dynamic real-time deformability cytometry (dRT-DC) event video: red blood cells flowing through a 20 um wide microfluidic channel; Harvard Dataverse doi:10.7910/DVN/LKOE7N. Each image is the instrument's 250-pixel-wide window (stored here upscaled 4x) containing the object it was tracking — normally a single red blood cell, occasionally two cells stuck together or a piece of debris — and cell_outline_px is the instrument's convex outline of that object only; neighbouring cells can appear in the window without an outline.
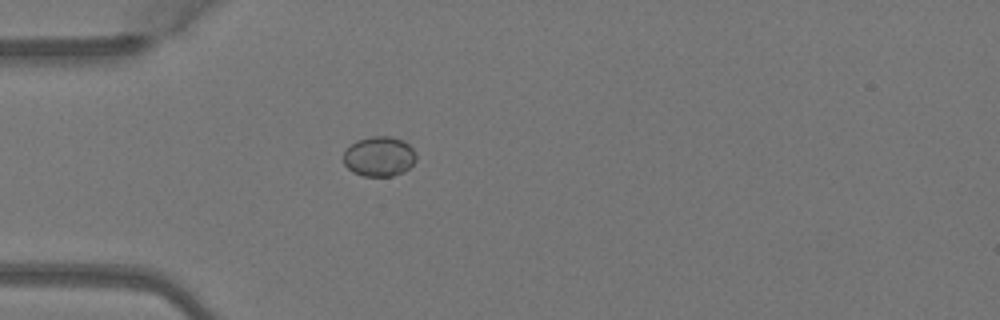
{"species": "Egyptian fruit bat (a non-hibernating species)", "species_latin": "Rousettus aegyptiacus", "temperature_condition": "warm", "stored_images_in_passage": 4, "camera_frame_rate_fps": 3000, "um_per_image_px": 0.085, "animal": {"sex": "female"}, "frame": {"image": 1, "passage_image": 4, "time_ms": 1.0, "image_size_px": [1000, 320], "cell_outline_px": [[416, 160], [404, 172], [392, 176], [364, 176], [352, 172], [344, 164], [344, 152], [356, 140], [372, 136], [392, 136], [404, 140], [416, 152]], "centroid_in_image_um": [32.25, 13.29], "position_along_channel_um": 52.8, "area_um2": 16.99}}